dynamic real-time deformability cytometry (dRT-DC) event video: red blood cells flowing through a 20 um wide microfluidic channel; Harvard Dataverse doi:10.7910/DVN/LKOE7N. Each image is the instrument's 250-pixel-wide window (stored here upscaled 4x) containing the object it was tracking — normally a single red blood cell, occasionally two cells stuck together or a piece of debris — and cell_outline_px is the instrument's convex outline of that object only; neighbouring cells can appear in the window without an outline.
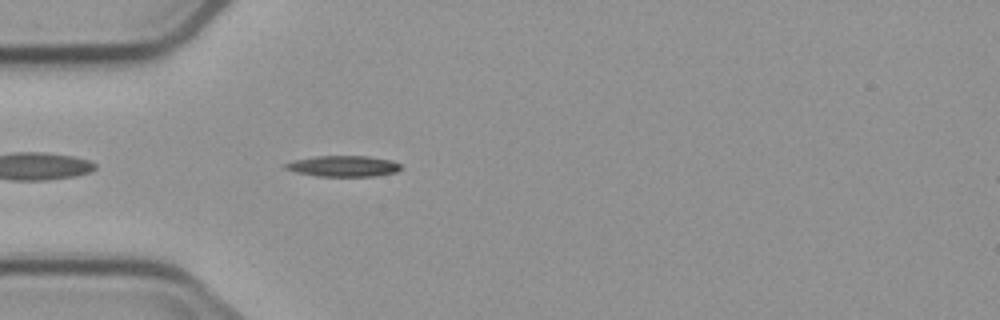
{"species": "common noctule bat (a hibernating species)", "species_latin": "Nyctalus noctula", "temperature_condition": "cold", "stored_images_in_passage": 4, "camera_frame_rate_fps": 3000, "um_per_image_px": 0.085, "animal": {"sex": "male", "body_mass_g": 23.1, "forearm_length_mm": 52.7}, "frame": {"image": 1, "passage_image": 4, "time_ms": 3.667, "image_size_px": [1000, 320], "cell_outline_px": [[400, 168], [396, 172], [376, 176], [316, 176], [296, 172], [284, 168], [284, 164], [292, 160], [316, 156], [368, 156], [392, 160], [400, 164]], "centroid_in_image_um": [29.16, 14.12], "position_along_channel_um": 55.8, "area_um2": 14.1}}